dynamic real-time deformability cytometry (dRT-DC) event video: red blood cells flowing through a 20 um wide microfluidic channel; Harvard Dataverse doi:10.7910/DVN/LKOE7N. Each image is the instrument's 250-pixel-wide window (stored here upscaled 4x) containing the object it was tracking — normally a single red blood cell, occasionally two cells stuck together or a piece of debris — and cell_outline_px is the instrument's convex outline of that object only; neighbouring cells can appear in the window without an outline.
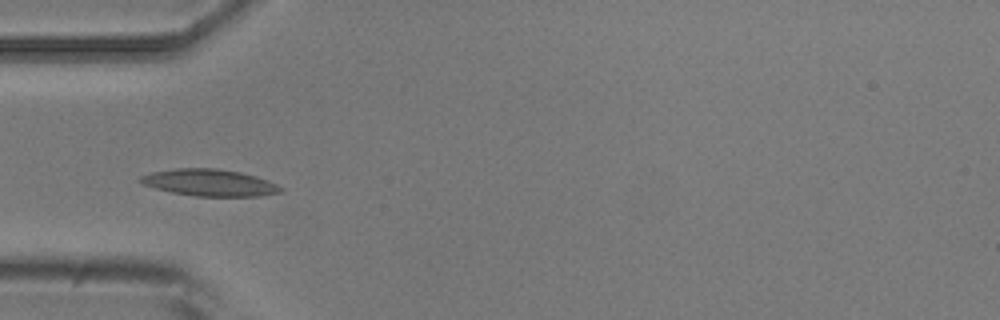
{"species": "common noctule bat (a hibernating species)", "species_latin": "Nyctalus noctula", "temperature_condition": "room temperature", "stored_images_in_passage": 6, "camera_frame_rate_fps": 3000, "um_per_image_px": 0.085, "animal": {"sex": "male", "body_mass_g": 20.5, "forearm_length_mm": 52.5}, "frame": {"image": 1, "passage_image": 5, "time_ms": 4.667, "image_size_px": [1000, 320], "cell_outline_px": [[284, 192], [260, 196], [196, 196], [172, 192], [156, 188], [144, 184], [136, 180], [140, 176], [152, 172], [176, 168], [216, 168], [240, 172], [256, 176], [276, 184], [284, 188]], "centroid_in_image_um": [17.83, 15.52], "position_along_channel_um": 67.2, "area_um2": 21.91}}
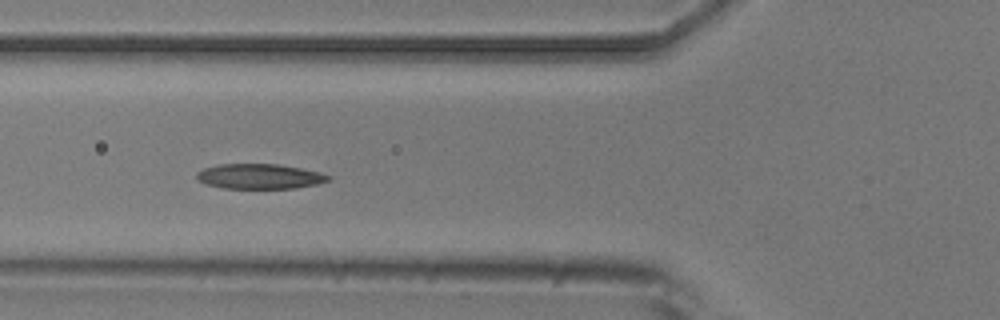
{"frame": {"image": 2, "passage_image": 6, "time_ms": 5.667, "image_size_px": [1000, 320], "cell_outline_px": [[332, 180], [316, 184], [296, 188], [224, 188], [208, 184], [196, 180], [196, 172], [204, 168], [220, 164], [276, 164], [300, 168], [320, 172], [332, 176]], "centroid_in_image_um": [22.08, 14.99], "position_along_channel_um": 103.7, "area_um2": 19.19}}